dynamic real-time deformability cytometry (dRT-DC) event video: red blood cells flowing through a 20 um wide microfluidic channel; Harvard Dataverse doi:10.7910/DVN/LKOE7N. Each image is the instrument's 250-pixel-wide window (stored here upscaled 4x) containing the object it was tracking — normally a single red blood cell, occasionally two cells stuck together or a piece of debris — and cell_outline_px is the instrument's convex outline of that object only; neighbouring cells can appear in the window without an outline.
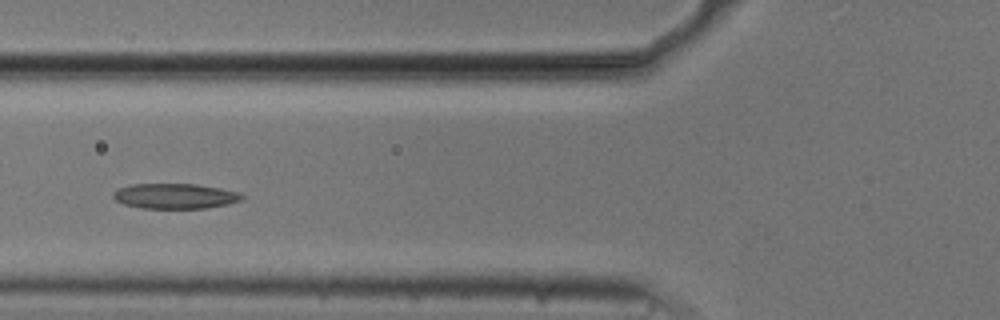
{"species": "common noctule bat (a hibernating species)", "species_latin": "Nyctalus noctula", "temperature_condition": "cold", "stored_images_in_passage": 34, "camera_frame_rate_fps": 3000, "um_per_image_px": 0.085, "animal": {"sex": "male", "body_mass_g": 20.5, "forearm_length_mm": 52.5}, "frame": {"image": 1, "passage_image": 13, "time_ms": 4.0, "image_size_px": [1000, 320], "cell_outline_px": [[244, 200], [228, 204], [208, 208], [140, 208], [124, 204], [116, 200], [112, 196], [112, 192], [116, 188], [132, 184], [196, 184], [220, 188], [236, 192], [244, 196]], "centroid_in_image_um": [14.85, 16.66], "position_along_channel_um": 110.9, "area_um2": 19.02}}
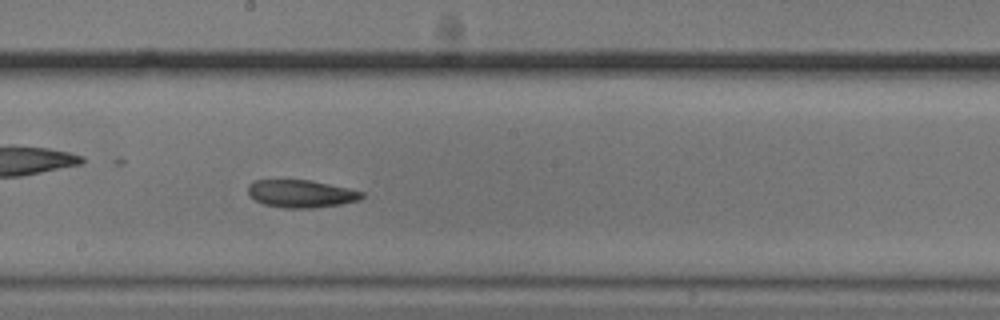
{"frame": {"image": 2, "passage_image": 22, "time_ms": 7.0, "image_size_px": [1000, 320], "cell_outline_px": [[364, 196], [360, 200], [340, 204], [312, 208], [284, 208], [264, 204], [256, 200], [248, 192], [248, 184], [256, 180], [312, 180], [348, 188], [364, 192]], "centroid_in_image_um": [25.62, 16.46], "position_along_channel_um": 222.6, "area_um2": 18.26}}
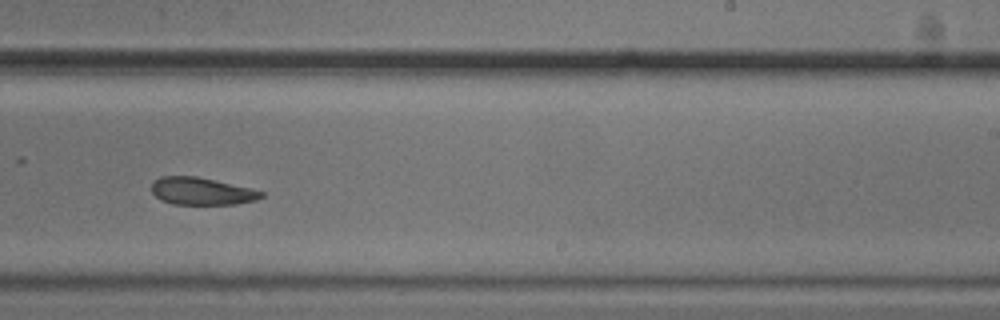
{"frame": {"image": 3, "passage_image": 26, "time_ms": 8.333, "image_size_px": [1000, 320], "cell_outline_px": [[264, 196], [256, 200], [232, 204], [172, 204], [160, 200], [152, 192], [152, 180], [160, 176], [196, 176], [252, 188], [264, 192]], "centroid_in_image_um": [17.12, 16.24], "position_along_channel_um": 271.9, "area_um2": 17.57}}